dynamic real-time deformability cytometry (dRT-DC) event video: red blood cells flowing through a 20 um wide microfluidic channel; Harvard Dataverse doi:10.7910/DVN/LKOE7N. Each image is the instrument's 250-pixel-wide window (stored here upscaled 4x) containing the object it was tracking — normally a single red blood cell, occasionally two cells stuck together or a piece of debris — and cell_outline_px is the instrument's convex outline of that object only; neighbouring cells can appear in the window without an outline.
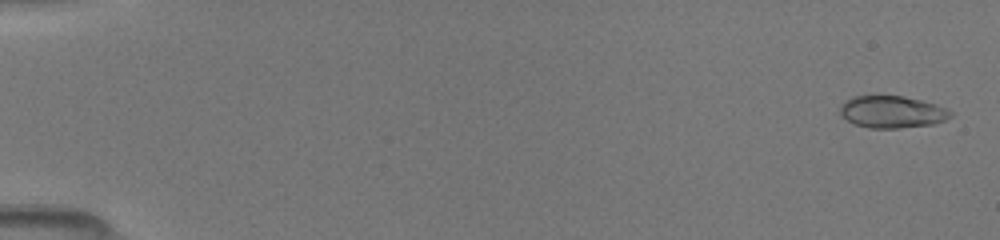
{"species": "common noctule bat (a hibernating species)", "species_latin": "Nyctalus noctula", "temperature_condition": "room temperature", "stored_images_in_passage": 21, "camera_frame_rate_fps": 3000, "um_per_image_px": 0.085, "animal": {"sex": "female", "body_mass_g": 19.5, "forearm_length_mm": 54.1}, "frame": {"image": 1, "passage_image": 2, "time_ms": 0.333, "image_size_px": [1000, 240], "cell_outline_px": [[952, 116], [944, 120], [932, 124], [900, 128], [868, 128], [852, 124], [840, 116], [840, 104], [852, 96], [904, 96], [936, 104], [952, 112]], "centroid_in_image_um": [75.76, 9.52], "position_along_channel_um": 9.2, "area_um2": 20.75}}
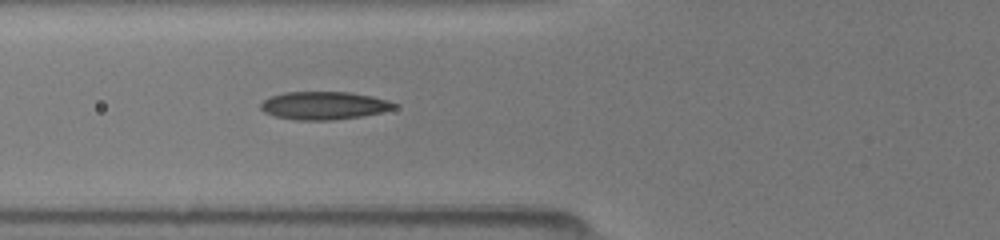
{"frame": {"image": 2, "passage_image": 19, "time_ms": 6.333, "image_size_px": [1000, 240], "cell_outline_px": [[400, 104], [396, 108], [380, 112], [360, 116], [332, 120], [296, 120], [276, 116], [264, 112], [260, 108], [260, 104], [268, 96], [284, 92], [348, 92], [372, 96], [388, 100]], "centroid_in_image_um": [27.53, 8.96], "position_along_channel_um": 98.3, "area_um2": 21.79}}
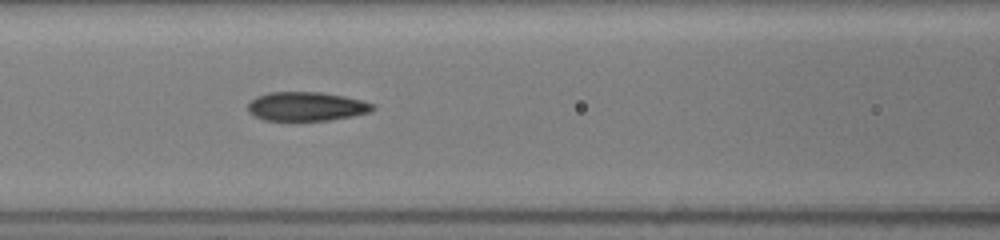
{"frame": {"image": 3, "passage_image": 21, "time_ms": 7.333, "image_size_px": [1000, 240], "cell_outline_px": [[376, 108], [372, 112], [352, 116], [328, 120], [264, 120], [252, 116], [248, 112], [248, 104], [256, 96], [268, 92], [320, 92], [344, 96], [376, 104]], "centroid_in_image_um": [26.05, 9.04], "position_along_channel_um": 140.6, "area_um2": 21.21}}